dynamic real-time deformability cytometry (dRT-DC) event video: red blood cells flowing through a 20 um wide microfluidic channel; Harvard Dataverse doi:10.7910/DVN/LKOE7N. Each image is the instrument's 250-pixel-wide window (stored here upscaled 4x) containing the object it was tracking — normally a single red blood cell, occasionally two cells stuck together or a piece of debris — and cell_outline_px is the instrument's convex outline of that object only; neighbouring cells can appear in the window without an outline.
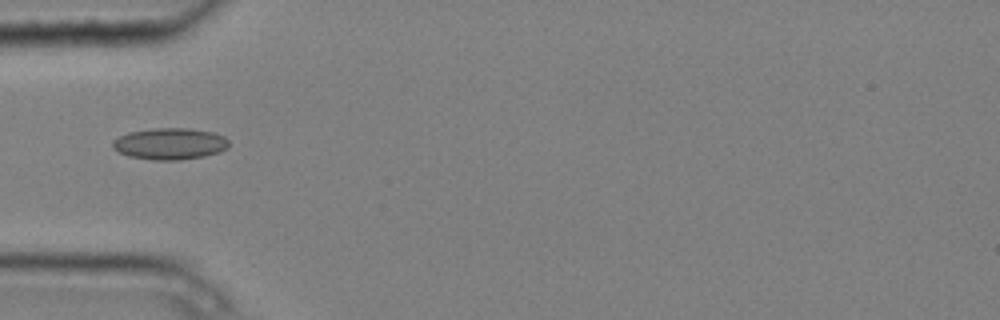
{"species": "common noctule bat (a hibernating species)", "species_latin": "Nyctalus noctula", "temperature_condition": "cold", "stored_images_in_passage": 2, "camera_frame_rate_fps": 3000, "um_per_image_px": 0.085, "animal": {"sex": "male", "body_mass_g": 20.4}, "frame": {"image": 1, "passage_image": 2, "time_ms": 0.333, "image_size_px": [1000, 320], "cell_outline_px": [[228, 148], [220, 152], [204, 156], [180, 160], [152, 160], [128, 156], [112, 148], [112, 140], [128, 132], [152, 128], [188, 128], [212, 132], [224, 136], [228, 140]], "centroid_in_image_um": [14.43, 12.22], "position_along_channel_um": 70.6, "area_um2": 21.5}}